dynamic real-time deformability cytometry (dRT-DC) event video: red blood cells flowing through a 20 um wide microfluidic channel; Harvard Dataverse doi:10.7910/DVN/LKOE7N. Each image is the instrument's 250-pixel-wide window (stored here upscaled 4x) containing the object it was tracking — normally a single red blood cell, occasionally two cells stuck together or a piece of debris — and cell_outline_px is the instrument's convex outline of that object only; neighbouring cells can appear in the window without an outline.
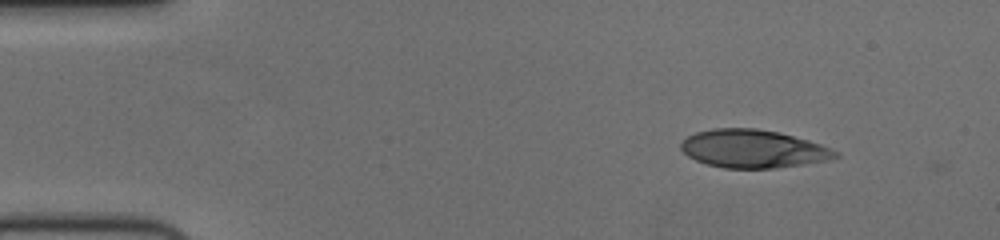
{"species": "human", "species_latin": "Homo sapiens", "temperature_condition": "cold", "stored_images_in_passage": 49, "camera_frame_rate_fps": 3000, "um_per_image_px": 0.085, "donor": {"sex": "female"}, "frame": {"image": 1, "passage_image": 1, "time_ms": 0.0, "image_size_px": [1000, 240], "cell_outline_px": [[840, 156], [828, 160], [776, 168], [724, 168], [708, 164], [696, 160], [688, 156], [680, 148], [680, 144], [688, 136], [696, 132], [712, 128], [756, 128], [776, 132], [808, 140], [820, 144], [840, 152]], "centroid_in_image_um": [64.01, 12.65], "position_along_channel_um": 21.0, "area_um2": 34.1}}
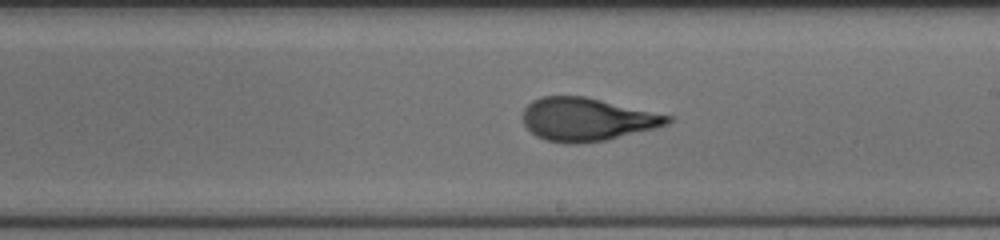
{"frame": {"image": 2, "passage_image": 26, "time_ms": 8.333, "image_size_px": [1000, 240], "cell_outline_px": [[672, 120], [668, 124], [656, 128], [604, 140], [576, 144], [568, 144], [544, 140], [536, 136], [524, 124], [520, 116], [524, 108], [532, 100], [540, 96], [584, 96], [672, 116]], "centroid_in_image_um": [49.83, 10.14], "position_along_channel_um": 239.2, "area_um2": 36.36}}
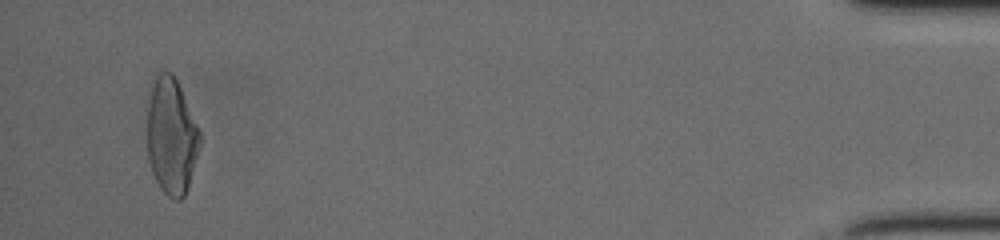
{"frame": {"image": 3, "passage_image": 47, "time_ms": 15.333, "image_size_px": [1000, 240], "cell_outline_px": [[200, 144], [188, 188], [184, 196], [180, 200], [176, 200], [168, 196], [160, 188], [152, 172], [148, 160], [148, 104], [156, 72], [172, 72], [180, 88], [200, 132]], "centroid_in_image_um": [14.56, 11.61], "position_along_channel_um": 420.6, "area_um2": 35.26}, "authors_computed_cell_mechanics": {"area_um2": 35.7782, "velocity_mm_per_s": 3.7416, "shape_relaxation_time_tau1_ms": 4.9079, "shape_relaxation_time_tau2_ms": 0.9554, "deformation_change_tau1": 0.2167, "deformation_change_tau2": 0.0897}}